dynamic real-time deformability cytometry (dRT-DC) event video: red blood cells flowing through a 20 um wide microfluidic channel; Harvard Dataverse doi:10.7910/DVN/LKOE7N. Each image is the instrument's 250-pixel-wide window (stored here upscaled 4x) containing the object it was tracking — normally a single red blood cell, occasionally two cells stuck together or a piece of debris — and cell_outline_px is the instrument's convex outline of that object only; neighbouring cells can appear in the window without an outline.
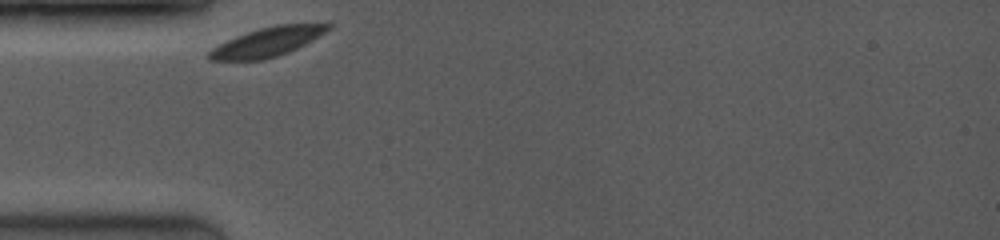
{"species": "common noctule bat (a hibernating species)", "species_latin": "Nyctalus noctula", "temperature_condition": "room temperature", "stored_images_in_passage": 33, "camera_frame_rate_fps": 3500, "um_per_image_px": 0.085, "animal": {"sex": "female", "body_mass_g": 19.0, "forearm_length_mm": 53.3}, "frame": {"image": 1, "passage_image": 1, "time_ms": 0.0, "image_size_px": [1000, 240], "cell_outline_px": [[332, 28], [312, 40], [288, 52], [264, 60], [212, 60], [208, 56], [208, 52], [212, 48], [236, 36], [260, 28], [276, 24], [332, 24]], "centroid_in_image_um": [22.73, 3.56], "position_along_channel_um": 62.3, "area_um2": 19.83}}
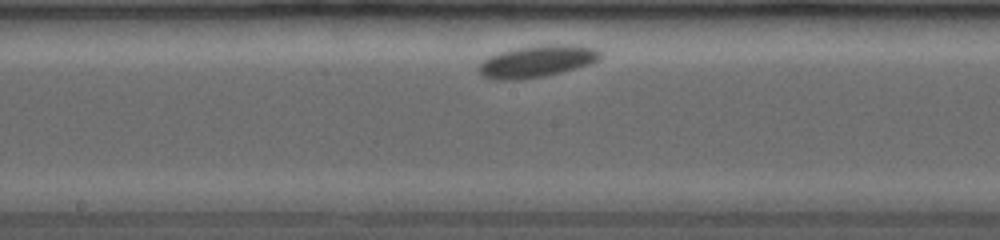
{"frame": {"image": 2, "passage_image": 14, "time_ms": 4.0, "image_size_px": [1000, 240], "cell_outline_px": [[604, 52], [600, 60], [592, 64], [544, 76], [520, 80], [492, 80], [484, 76], [476, 68], [488, 56], [500, 52], [516, 48], [548, 44], [564, 44], [600, 48]], "centroid_in_image_um": [45.7, 5.21], "position_along_channel_um": 202.5, "area_um2": 22.89}}
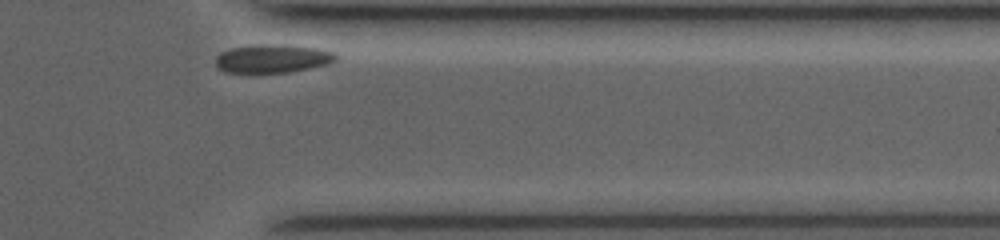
{"frame": {"image": 3, "passage_image": 33, "time_ms": 9.143, "image_size_px": [1000, 240], "cell_outline_px": [[336, 60], [328, 64], [288, 72], [224, 72], [216, 64], [216, 56], [220, 52], [232, 48], [264, 44], [284, 44], [320, 48], [336, 52]], "centroid_in_image_um": [23.21, 4.96], "position_along_channel_um": 388.2, "area_um2": 19.83}}